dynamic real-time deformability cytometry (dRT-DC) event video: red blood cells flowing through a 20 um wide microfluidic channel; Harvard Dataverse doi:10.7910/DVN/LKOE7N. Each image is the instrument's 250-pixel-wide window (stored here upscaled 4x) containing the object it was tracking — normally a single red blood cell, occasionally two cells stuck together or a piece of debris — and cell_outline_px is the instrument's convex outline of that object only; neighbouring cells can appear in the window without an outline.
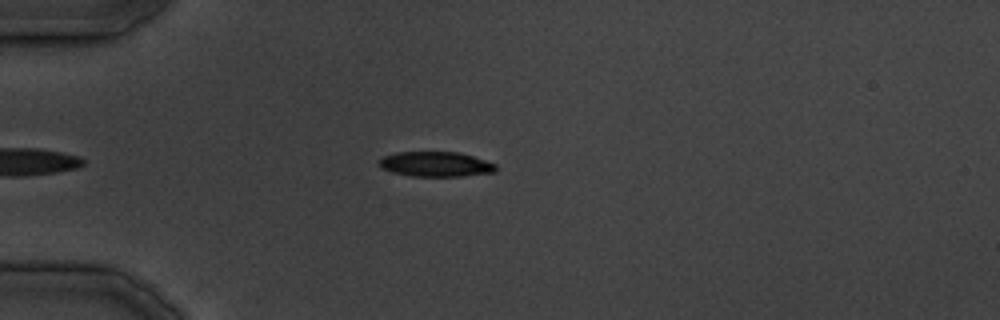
{"species": "common noctule bat (a hibernating species)", "species_latin": "Nyctalus noctula", "temperature_condition": "cold", "stored_images_in_passage": 26, "camera_frame_rate_fps": 3000, "um_per_image_px": 0.085, "animal": {"sex": "male", "body_mass_g": 19.5, "forearm_length_mm": 54.6}, "frame": {"image": 1, "passage_image": 1, "time_ms": 0.0, "image_size_px": [1000, 320], "cell_outline_px": [[496, 172], [464, 176], [412, 176], [392, 172], [380, 168], [380, 160], [384, 156], [396, 152], [460, 152], [496, 164]], "centroid_in_image_um": [37.05, 13.96], "position_along_channel_um": 48.0, "area_um2": 16.94}}
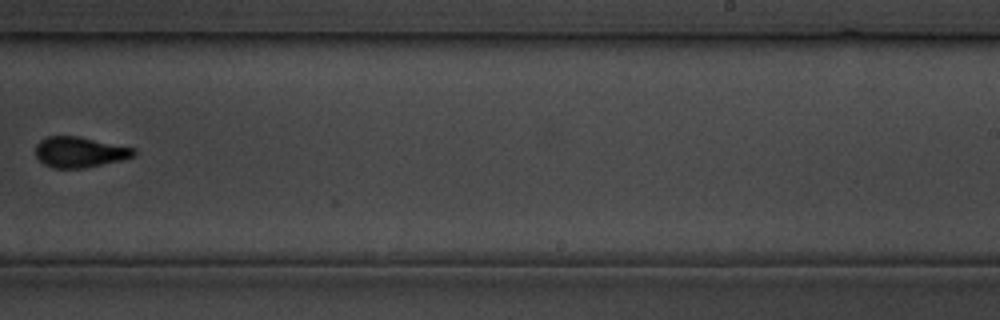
{"frame": {"image": 2, "passage_image": 15, "time_ms": 17.0, "image_size_px": [1000, 320], "cell_outline_px": [[136, 156], [120, 160], [84, 168], [52, 168], [44, 164], [36, 156], [36, 144], [40, 140], [48, 136], [80, 136], [136, 148]], "centroid_in_image_um": [6.79, 12.92], "position_along_channel_um": 282.2, "area_um2": 17.63}}